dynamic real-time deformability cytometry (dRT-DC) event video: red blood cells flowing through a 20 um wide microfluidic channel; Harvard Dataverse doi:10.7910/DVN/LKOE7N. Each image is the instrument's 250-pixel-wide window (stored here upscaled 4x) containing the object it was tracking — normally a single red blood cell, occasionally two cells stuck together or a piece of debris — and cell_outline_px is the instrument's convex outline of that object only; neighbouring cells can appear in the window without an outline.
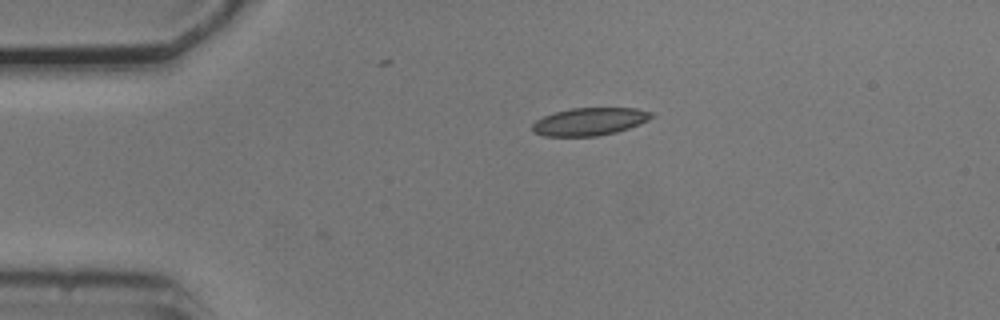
{"species": "common noctule bat (a hibernating species)", "species_latin": "Nyctalus noctula", "temperature_condition": "cold", "stored_images_in_passage": 4, "camera_frame_rate_fps": 3000, "um_per_image_px": 0.085, "animal": {"sex": "male", "body_mass_g": 20.5, "forearm_length_mm": 52.5}, "frame": {"image": 1, "passage_image": 1, "time_ms": 0.0, "image_size_px": [1000, 320], "cell_outline_px": [[652, 116], [648, 120], [640, 124], [616, 132], [596, 136], [544, 136], [532, 132], [532, 124], [536, 120], [544, 116], [556, 112], [572, 108], [636, 108], [652, 112]], "centroid_in_image_um": [50.1, 10.33], "position_along_channel_um": 34.9, "area_um2": 19.13}}